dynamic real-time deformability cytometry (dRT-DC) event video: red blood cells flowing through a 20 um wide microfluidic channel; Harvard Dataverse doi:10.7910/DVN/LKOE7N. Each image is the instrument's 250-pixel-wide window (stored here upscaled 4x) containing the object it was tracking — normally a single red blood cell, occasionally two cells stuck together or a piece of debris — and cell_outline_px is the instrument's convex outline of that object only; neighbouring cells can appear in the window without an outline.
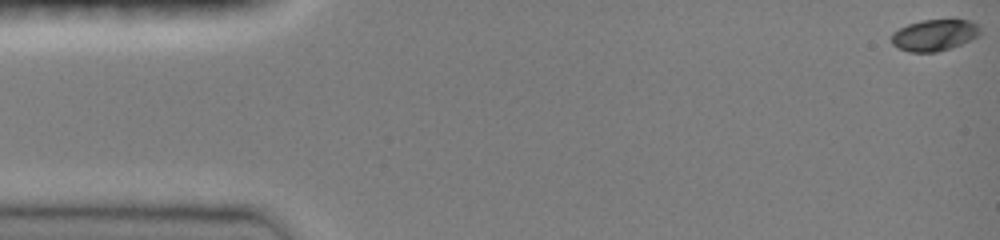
{"species": "common noctule bat (a hibernating species)", "species_latin": "Nyctalus noctula", "temperature_condition": "room temperature", "stored_images_in_passage": 54, "camera_frame_rate_fps": 3000, "um_per_image_px": 0.085, "animal": {"sex": "female", "body_mass_g": 19.0, "forearm_length_mm": 51.5}, "frame": {"image": 1, "passage_image": 1, "time_ms": 0.0, "image_size_px": [1000, 240], "cell_outline_px": [[980, 36], [960, 44], [936, 52], [908, 52], [892, 44], [892, 32], [908, 24], [920, 20], [952, 16], [972, 20], [980, 24]], "centroid_in_image_um": [79.5, 2.91], "position_along_channel_um": 5.5, "area_um2": 16.99}}
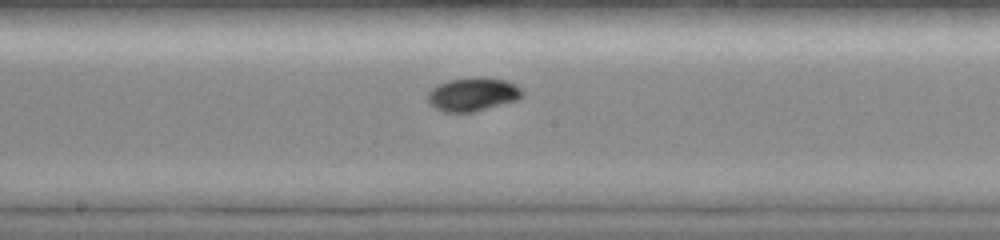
{"frame": {"image": 2, "passage_image": 31, "time_ms": 8.333, "image_size_px": [1000, 240], "cell_outline_px": [[524, 96], [516, 100], [472, 112], [440, 112], [428, 104], [428, 92], [436, 84], [448, 80], [472, 76], [484, 76], [508, 80], [516, 84], [524, 92]], "centroid_in_image_um": [40.17, 7.99], "position_along_channel_um": 208.0, "area_um2": 18.96}}
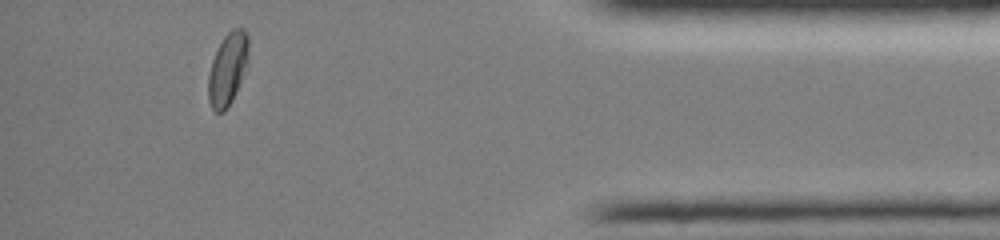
{"frame": {"image": 3, "passage_image": 52, "time_ms": 14.333, "image_size_px": [1000, 240], "cell_outline_px": [[248, 60], [232, 100], [224, 112], [216, 112], [212, 108], [208, 100], [208, 76], [212, 60], [224, 36], [232, 28], [244, 28], [248, 36]], "centroid_in_image_um": [19.34, 5.85], "position_along_channel_um": 415.9, "area_um2": 16.7}, "authors_computed_cell_mechanics": {"area_um2": 17.1377, "velocity_mm_per_s": 4.0324, "shape_relaxation_time_tau1_ms": 4.6266, "shape_relaxation_time_tau2_ms": 1.5501, "deformation_change_tau1": 0.1247, "deformation_change_tau2": 0.031}}